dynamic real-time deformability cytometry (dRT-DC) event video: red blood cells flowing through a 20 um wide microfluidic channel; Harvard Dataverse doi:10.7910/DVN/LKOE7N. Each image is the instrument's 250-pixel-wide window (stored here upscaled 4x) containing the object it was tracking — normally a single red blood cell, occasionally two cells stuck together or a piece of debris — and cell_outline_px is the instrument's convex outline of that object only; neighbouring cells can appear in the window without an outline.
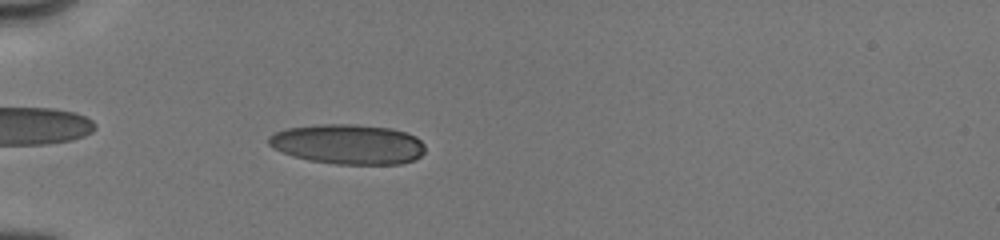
{"species": "human", "species_latin": "Homo sapiens", "temperature_condition": "cold", "stored_images_in_passage": 28, "camera_frame_rate_fps": 3000, "um_per_image_px": 0.085, "donor": {"sex": "male"}, "frame": {"image": 1, "passage_image": 5, "time_ms": 1.0, "image_size_px": [1000, 240], "cell_outline_px": [[424, 152], [420, 156], [412, 160], [400, 164], [336, 164], [308, 160], [292, 156], [268, 144], [268, 136], [284, 128], [320, 124], [356, 124], [392, 128], [416, 136], [424, 144]], "centroid_in_image_um": [29.58, 12.25], "position_along_channel_um": 55.4, "area_um2": 36.47}}
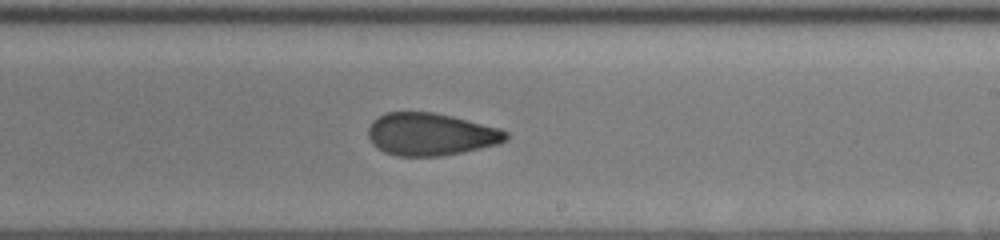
{"frame": {"image": 2, "passage_image": 17, "time_ms": 6.333, "image_size_px": [1000, 240], "cell_outline_px": [[508, 140], [500, 144], [464, 152], [440, 156], [396, 156], [384, 152], [376, 148], [372, 144], [368, 136], [368, 128], [372, 120], [384, 112], [432, 112], [452, 116], [500, 128], [508, 132]], "centroid_in_image_um": [36.61, 11.42], "position_along_channel_um": 252.4, "area_um2": 34.51}}
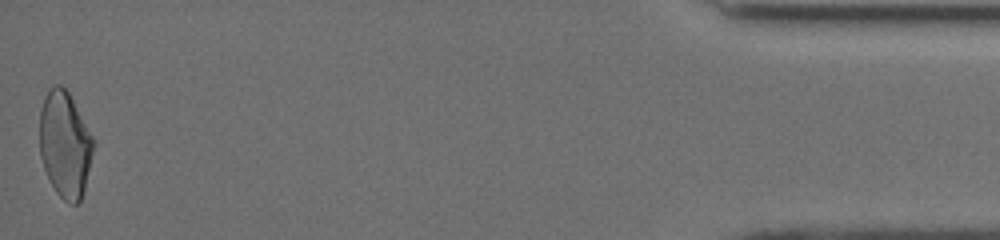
{"frame": {"image": 3, "passage_image": 28, "time_ms": 12.667, "image_size_px": [1000, 240], "cell_outline_px": [[92, 152], [84, 188], [80, 200], [76, 204], [68, 204], [56, 192], [44, 168], [40, 156], [40, 112], [44, 96], [48, 88], [52, 84], [60, 84], [68, 92], [92, 136]], "centroid_in_image_um": [5.48, 12.25], "position_along_channel_um": 429.7, "area_um2": 32.66}, "authors_computed_cell_mechanics": {"area_um2": 34.7378, "velocity_mm_per_s": 4.0303, "shape_relaxation_time_tau1_ms": 6.9435, "shape_relaxation_time_tau2_ms": 1.6203, "deformation_change_tau1": 0.1572, "deformation_change_tau2": 0.0655}}